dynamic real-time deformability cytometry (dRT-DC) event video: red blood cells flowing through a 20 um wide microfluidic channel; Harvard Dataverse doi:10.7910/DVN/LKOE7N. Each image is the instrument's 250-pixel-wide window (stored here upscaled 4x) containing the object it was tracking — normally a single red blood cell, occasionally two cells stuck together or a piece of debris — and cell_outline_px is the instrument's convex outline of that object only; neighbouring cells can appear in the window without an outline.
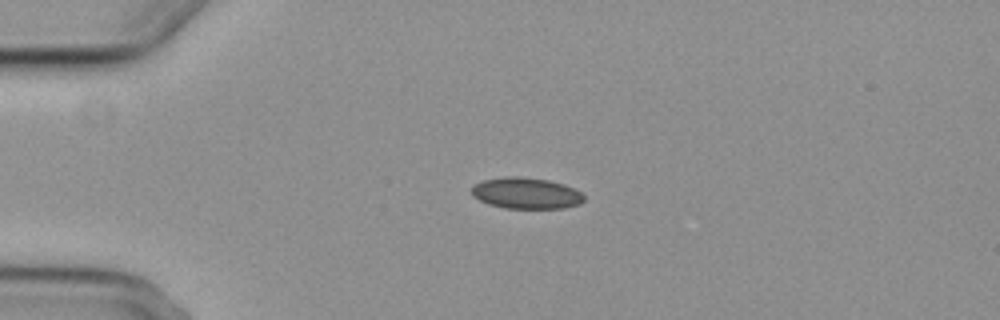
{"species": "common noctule bat (a hibernating species)", "species_latin": "Nyctalus noctula", "temperature_condition": "cold", "stored_images_in_passage": 2, "camera_frame_rate_fps": 3000, "um_per_image_px": 0.085, "animal": {"sex": "female", "body_mass_g": 29.2, "forearm_length_mm": 56.3}, "frame": {"image": 1, "passage_image": 1, "time_ms": 0.0, "image_size_px": [1000, 320], "cell_outline_px": [[584, 200], [580, 204], [564, 208], [504, 208], [488, 204], [472, 196], [472, 188], [476, 184], [484, 180], [504, 176], [520, 176], [548, 180], [564, 184], [580, 192], [584, 196]], "centroid_in_image_um": [44.72, 16.42], "position_along_channel_um": 40.3, "area_um2": 20.4}}